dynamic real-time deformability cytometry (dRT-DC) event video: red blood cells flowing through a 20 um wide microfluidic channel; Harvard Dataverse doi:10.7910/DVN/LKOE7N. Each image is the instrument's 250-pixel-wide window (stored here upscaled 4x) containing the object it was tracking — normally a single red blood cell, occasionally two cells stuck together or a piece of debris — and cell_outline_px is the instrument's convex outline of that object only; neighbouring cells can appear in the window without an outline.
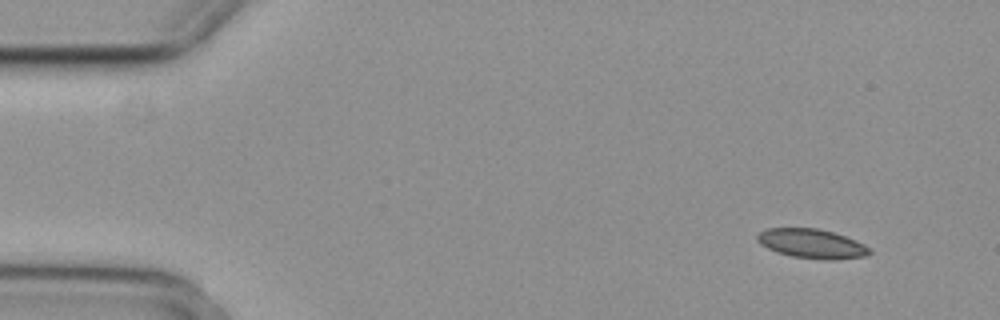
{"species": "common noctule bat (a hibernating species)", "species_latin": "Nyctalus noctula", "temperature_condition": "cold", "stored_images_in_passage": 4, "camera_frame_rate_fps": 3000, "um_per_image_px": 0.085, "animal": {"sex": "female", "body_mass_g": 29.2, "forearm_length_mm": 56.3}, "frame": {"image": 1, "passage_image": 1, "time_ms": 0.0, "image_size_px": [1000, 320], "cell_outline_px": [[872, 252], [864, 256], [836, 260], [824, 260], [792, 256], [776, 252], [760, 244], [756, 240], [756, 236], [764, 228], [816, 228], [832, 232], [856, 240], [864, 244]], "centroid_in_image_um": [68.97, 20.71], "position_along_channel_um": 16.0, "area_um2": 19.19}}
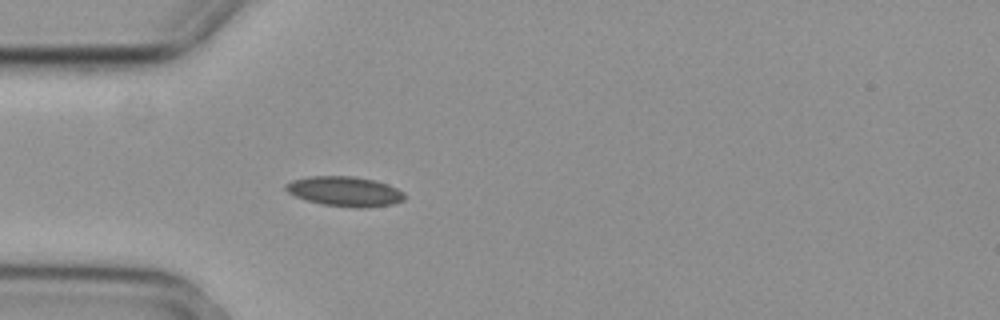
{"frame": {"image": 2, "passage_image": 4, "time_ms": 1.0, "image_size_px": [1000, 320], "cell_outline_px": [[404, 200], [392, 204], [368, 208], [352, 208], [320, 204], [296, 196], [288, 192], [284, 188], [284, 184], [292, 180], [308, 176], [352, 176], [376, 180], [388, 184], [404, 192]], "centroid_in_image_um": [29.31, 16.27], "position_along_channel_um": 55.7, "area_um2": 20.87}}